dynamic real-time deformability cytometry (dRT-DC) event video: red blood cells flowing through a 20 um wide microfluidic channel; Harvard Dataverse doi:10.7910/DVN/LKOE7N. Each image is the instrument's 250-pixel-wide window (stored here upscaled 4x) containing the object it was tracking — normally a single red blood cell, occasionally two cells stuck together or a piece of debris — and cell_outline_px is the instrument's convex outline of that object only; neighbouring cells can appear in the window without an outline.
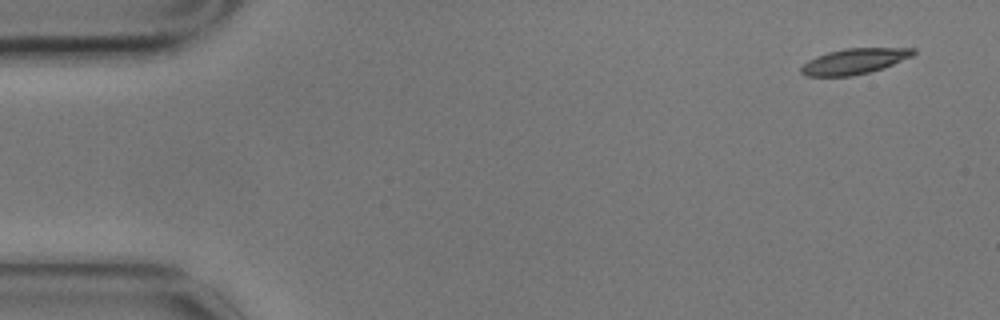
{"species": "common noctule bat (a hibernating species)", "species_latin": "Nyctalus noctula", "temperature_condition": "cold", "stored_images_in_passage": 4, "camera_frame_rate_fps": 3000, "um_per_image_px": 0.085, "animal": {"sex": "male", "body_mass_g": 17.9}, "frame": {"image": 1, "passage_image": 1, "time_ms": 0.0, "image_size_px": [1000, 320], "cell_outline_px": [[916, 52], [912, 56], [884, 68], [852, 76], [804, 76], [800, 72], [800, 68], [808, 60], [816, 56], [828, 52], [844, 48], [916, 48]], "centroid_in_image_um": [72.61, 5.21], "position_along_channel_um": 12.4, "area_um2": 16.76}}
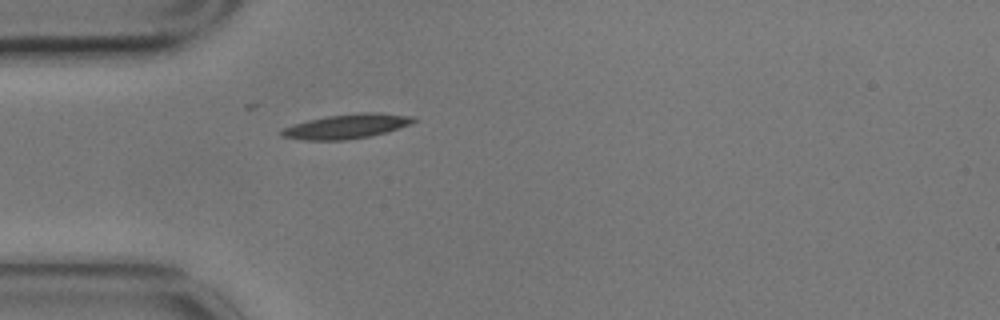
{"frame": {"image": 2, "passage_image": 4, "time_ms": 1.0, "image_size_px": [1000, 320], "cell_outline_px": [[416, 120], [412, 124], [388, 132], [368, 136], [344, 140], [304, 140], [280, 136], [280, 132], [284, 128], [308, 120], [328, 116], [360, 112], [380, 112], [416, 116]], "centroid_in_image_um": [29.54, 10.73], "position_along_channel_um": 55.5, "area_um2": 18.9}}